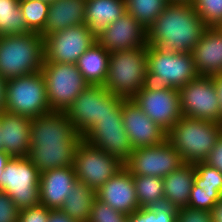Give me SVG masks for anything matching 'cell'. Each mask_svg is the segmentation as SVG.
Masks as SVG:
<instances>
[{
  "label": "cell",
  "mask_w": 222,
  "mask_h": 222,
  "mask_svg": "<svg viewBox=\"0 0 222 222\" xmlns=\"http://www.w3.org/2000/svg\"><path fill=\"white\" fill-rule=\"evenodd\" d=\"M206 28L192 3L170 2L148 29V45L162 51L188 53Z\"/></svg>",
  "instance_id": "cell-1"
},
{
  "label": "cell",
  "mask_w": 222,
  "mask_h": 222,
  "mask_svg": "<svg viewBox=\"0 0 222 222\" xmlns=\"http://www.w3.org/2000/svg\"><path fill=\"white\" fill-rule=\"evenodd\" d=\"M222 137L218 122L182 116L167 132V140L183 162H204Z\"/></svg>",
  "instance_id": "cell-2"
},
{
  "label": "cell",
  "mask_w": 222,
  "mask_h": 222,
  "mask_svg": "<svg viewBox=\"0 0 222 222\" xmlns=\"http://www.w3.org/2000/svg\"><path fill=\"white\" fill-rule=\"evenodd\" d=\"M44 39L29 32L0 37V76L4 79L41 72Z\"/></svg>",
  "instance_id": "cell-3"
},
{
  "label": "cell",
  "mask_w": 222,
  "mask_h": 222,
  "mask_svg": "<svg viewBox=\"0 0 222 222\" xmlns=\"http://www.w3.org/2000/svg\"><path fill=\"white\" fill-rule=\"evenodd\" d=\"M147 69V46L112 52L103 86L114 95L132 99L146 85Z\"/></svg>",
  "instance_id": "cell-4"
},
{
  "label": "cell",
  "mask_w": 222,
  "mask_h": 222,
  "mask_svg": "<svg viewBox=\"0 0 222 222\" xmlns=\"http://www.w3.org/2000/svg\"><path fill=\"white\" fill-rule=\"evenodd\" d=\"M124 98L109 92L103 85H88L65 111L76 132L83 137L106 116L122 109Z\"/></svg>",
  "instance_id": "cell-5"
},
{
  "label": "cell",
  "mask_w": 222,
  "mask_h": 222,
  "mask_svg": "<svg viewBox=\"0 0 222 222\" xmlns=\"http://www.w3.org/2000/svg\"><path fill=\"white\" fill-rule=\"evenodd\" d=\"M146 85L180 89L199 76L192 55L147 46Z\"/></svg>",
  "instance_id": "cell-6"
},
{
  "label": "cell",
  "mask_w": 222,
  "mask_h": 222,
  "mask_svg": "<svg viewBox=\"0 0 222 222\" xmlns=\"http://www.w3.org/2000/svg\"><path fill=\"white\" fill-rule=\"evenodd\" d=\"M5 111L31 119L51 112L41 72L6 80Z\"/></svg>",
  "instance_id": "cell-7"
},
{
  "label": "cell",
  "mask_w": 222,
  "mask_h": 222,
  "mask_svg": "<svg viewBox=\"0 0 222 222\" xmlns=\"http://www.w3.org/2000/svg\"><path fill=\"white\" fill-rule=\"evenodd\" d=\"M40 174L28 157H11L0 176V191L8 194L19 210L40 205Z\"/></svg>",
  "instance_id": "cell-8"
},
{
  "label": "cell",
  "mask_w": 222,
  "mask_h": 222,
  "mask_svg": "<svg viewBox=\"0 0 222 222\" xmlns=\"http://www.w3.org/2000/svg\"><path fill=\"white\" fill-rule=\"evenodd\" d=\"M41 73L51 111L65 112L89 85L76 64L43 63Z\"/></svg>",
  "instance_id": "cell-9"
},
{
  "label": "cell",
  "mask_w": 222,
  "mask_h": 222,
  "mask_svg": "<svg viewBox=\"0 0 222 222\" xmlns=\"http://www.w3.org/2000/svg\"><path fill=\"white\" fill-rule=\"evenodd\" d=\"M124 167V163L81 139L75 150L73 168L79 182L97 191Z\"/></svg>",
  "instance_id": "cell-10"
},
{
  "label": "cell",
  "mask_w": 222,
  "mask_h": 222,
  "mask_svg": "<svg viewBox=\"0 0 222 222\" xmlns=\"http://www.w3.org/2000/svg\"><path fill=\"white\" fill-rule=\"evenodd\" d=\"M95 42L96 37L86 24L52 33L44 39L43 63L76 64L80 56Z\"/></svg>",
  "instance_id": "cell-11"
},
{
  "label": "cell",
  "mask_w": 222,
  "mask_h": 222,
  "mask_svg": "<svg viewBox=\"0 0 222 222\" xmlns=\"http://www.w3.org/2000/svg\"><path fill=\"white\" fill-rule=\"evenodd\" d=\"M132 100L166 132L182 117L176 88L144 85Z\"/></svg>",
  "instance_id": "cell-12"
},
{
  "label": "cell",
  "mask_w": 222,
  "mask_h": 222,
  "mask_svg": "<svg viewBox=\"0 0 222 222\" xmlns=\"http://www.w3.org/2000/svg\"><path fill=\"white\" fill-rule=\"evenodd\" d=\"M182 116L220 123V105L209 76H198L178 89Z\"/></svg>",
  "instance_id": "cell-13"
},
{
  "label": "cell",
  "mask_w": 222,
  "mask_h": 222,
  "mask_svg": "<svg viewBox=\"0 0 222 222\" xmlns=\"http://www.w3.org/2000/svg\"><path fill=\"white\" fill-rule=\"evenodd\" d=\"M183 160L168 140L155 146L136 148L124 162L132 175L164 178L183 164Z\"/></svg>",
  "instance_id": "cell-14"
},
{
  "label": "cell",
  "mask_w": 222,
  "mask_h": 222,
  "mask_svg": "<svg viewBox=\"0 0 222 222\" xmlns=\"http://www.w3.org/2000/svg\"><path fill=\"white\" fill-rule=\"evenodd\" d=\"M30 127L31 146H78L82 139L65 112L51 111L32 118Z\"/></svg>",
  "instance_id": "cell-15"
},
{
  "label": "cell",
  "mask_w": 222,
  "mask_h": 222,
  "mask_svg": "<svg viewBox=\"0 0 222 222\" xmlns=\"http://www.w3.org/2000/svg\"><path fill=\"white\" fill-rule=\"evenodd\" d=\"M122 120L133 149L155 146L167 140V132L151 120L132 100L122 102Z\"/></svg>",
  "instance_id": "cell-16"
},
{
  "label": "cell",
  "mask_w": 222,
  "mask_h": 222,
  "mask_svg": "<svg viewBox=\"0 0 222 222\" xmlns=\"http://www.w3.org/2000/svg\"><path fill=\"white\" fill-rule=\"evenodd\" d=\"M109 53L148 46L147 30L128 12L111 23L96 37Z\"/></svg>",
  "instance_id": "cell-17"
},
{
  "label": "cell",
  "mask_w": 222,
  "mask_h": 222,
  "mask_svg": "<svg viewBox=\"0 0 222 222\" xmlns=\"http://www.w3.org/2000/svg\"><path fill=\"white\" fill-rule=\"evenodd\" d=\"M96 198L127 216L140 208L133 175L125 167L96 191Z\"/></svg>",
  "instance_id": "cell-18"
},
{
  "label": "cell",
  "mask_w": 222,
  "mask_h": 222,
  "mask_svg": "<svg viewBox=\"0 0 222 222\" xmlns=\"http://www.w3.org/2000/svg\"><path fill=\"white\" fill-rule=\"evenodd\" d=\"M73 166L55 168L40 174V204L51 210L60 209L77 182Z\"/></svg>",
  "instance_id": "cell-19"
},
{
  "label": "cell",
  "mask_w": 222,
  "mask_h": 222,
  "mask_svg": "<svg viewBox=\"0 0 222 222\" xmlns=\"http://www.w3.org/2000/svg\"><path fill=\"white\" fill-rule=\"evenodd\" d=\"M190 53L199 76L222 73V30L207 27Z\"/></svg>",
  "instance_id": "cell-20"
},
{
  "label": "cell",
  "mask_w": 222,
  "mask_h": 222,
  "mask_svg": "<svg viewBox=\"0 0 222 222\" xmlns=\"http://www.w3.org/2000/svg\"><path fill=\"white\" fill-rule=\"evenodd\" d=\"M31 121L29 117L6 111L0 114L2 148L10 157H28Z\"/></svg>",
  "instance_id": "cell-21"
},
{
  "label": "cell",
  "mask_w": 222,
  "mask_h": 222,
  "mask_svg": "<svg viewBox=\"0 0 222 222\" xmlns=\"http://www.w3.org/2000/svg\"><path fill=\"white\" fill-rule=\"evenodd\" d=\"M85 10L86 0H52L46 25L40 35L45 39L52 33L85 24Z\"/></svg>",
  "instance_id": "cell-22"
},
{
  "label": "cell",
  "mask_w": 222,
  "mask_h": 222,
  "mask_svg": "<svg viewBox=\"0 0 222 222\" xmlns=\"http://www.w3.org/2000/svg\"><path fill=\"white\" fill-rule=\"evenodd\" d=\"M126 12L125 0H86L85 24L97 37Z\"/></svg>",
  "instance_id": "cell-23"
},
{
  "label": "cell",
  "mask_w": 222,
  "mask_h": 222,
  "mask_svg": "<svg viewBox=\"0 0 222 222\" xmlns=\"http://www.w3.org/2000/svg\"><path fill=\"white\" fill-rule=\"evenodd\" d=\"M195 174L194 164L184 162L163 178L164 197L178 209L188 206Z\"/></svg>",
  "instance_id": "cell-24"
},
{
  "label": "cell",
  "mask_w": 222,
  "mask_h": 222,
  "mask_svg": "<svg viewBox=\"0 0 222 222\" xmlns=\"http://www.w3.org/2000/svg\"><path fill=\"white\" fill-rule=\"evenodd\" d=\"M77 146L43 145L30 146L28 158L40 173L73 166Z\"/></svg>",
  "instance_id": "cell-25"
},
{
  "label": "cell",
  "mask_w": 222,
  "mask_h": 222,
  "mask_svg": "<svg viewBox=\"0 0 222 222\" xmlns=\"http://www.w3.org/2000/svg\"><path fill=\"white\" fill-rule=\"evenodd\" d=\"M82 139L90 145L112 154L123 163L134 150L125 130L88 131Z\"/></svg>",
  "instance_id": "cell-26"
},
{
  "label": "cell",
  "mask_w": 222,
  "mask_h": 222,
  "mask_svg": "<svg viewBox=\"0 0 222 222\" xmlns=\"http://www.w3.org/2000/svg\"><path fill=\"white\" fill-rule=\"evenodd\" d=\"M109 51L95 42L78 59L76 65L90 85H104L109 63Z\"/></svg>",
  "instance_id": "cell-27"
},
{
  "label": "cell",
  "mask_w": 222,
  "mask_h": 222,
  "mask_svg": "<svg viewBox=\"0 0 222 222\" xmlns=\"http://www.w3.org/2000/svg\"><path fill=\"white\" fill-rule=\"evenodd\" d=\"M95 198L94 189L77 181L59 210L76 222H88Z\"/></svg>",
  "instance_id": "cell-28"
},
{
  "label": "cell",
  "mask_w": 222,
  "mask_h": 222,
  "mask_svg": "<svg viewBox=\"0 0 222 222\" xmlns=\"http://www.w3.org/2000/svg\"><path fill=\"white\" fill-rule=\"evenodd\" d=\"M31 32L25 23L19 0H0V37Z\"/></svg>",
  "instance_id": "cell-29"
},
{
  "label": "cell",
  "mask_w": 222,
  "mask_h": 222,
  "mask_svg": "<svg viewBox=\"0 0 222 222\" xmlns=\"http://www.w3.org/2000/svg\"><path fill=\"white\" fill-rule=\"evenodd\" d=\"M126 10L147 31L154 24L157 16L170 3L169 0H125Z\"/></svg>",
  "instance_id": "cell-30"
},
{
  "label": "cell",
  "mask_w": 222,
  "mask_h": 222,
  "mask_svg": "<svg viewBox=\"0 0 222 222\" xmlns=\"http://www.w3.org/2000/svg\"><path fill=\"white\" fill-rule=\"evenodd\" d=\"M139 207H148L155 201L164 198V182L162 177L133 175Z\"/></svg>",
  "instance_id": "cell-31"
},
{
  "label": "cell",
  "mask_w": 222,
  "mask_h": 222,
  "mask_svg": "<svg viewBox=\"0 0 222 222\" xmlns=\"http://www.w3.org/2000/svg\"><path fill=\"white\" fill-rule=\"evenodd\" d=\"M19 6L27 28L41 33L48 18L49 2L43 0H19Z\"/></svg>",
  "instance_id": "cell-32"
},
{
  "label": "cell",
  "mask_w": 222,
  "mask_h": 222,
  "mask_svg": "<svg viewBox=\"0 0 222 222\" xmlns=\"http://www.w3.org/2000/svg\"><path fill=\"white\" fill-rule=\"evenodd\" d=\"M191 3L206 27L222 25V0H193Z\"/></svg>",
  "instance_id": "cell-33"
},
{
  "label": "cell",
  "mask_w": 222,
  "mask_h": 222,
  "mask_svg": "<svg viewBox=\"0 0 222 222\" xmlns=\"http://www.w3.org/2000/svg\"><path fill=\"white\" fill-rule=\"evenodd\" d=\"M221 200V194L216 189L201 188L193 183L187 207L211 212Z\"/></svg>",
  "instance_id": "cell-34"
},
{
  "label": "cell",
  "mask_w": 222,
  "mask_h": 222,
  "mask_svg": "<svg viewBox=\"0 0 222 222\" xmlns=\"http://www.w3.org/2000/svg\"><path fill=\"white\" fill-rule=\"evenodd\" d=\"M195 166L194 184L201 188L216 189L222 193V172L205 162H197Z\"/></svg>",
  "instance_id": "cell-35"
},
{
  "label": "cell",
  "mask_w": 222,
  "mask_h": 222,
  "mask_svg": "<svg viewBox=\"0 0 222 222\" xmlns=\"http://www.w3.org/2000/svg\"><path fill=\"white\" fill-rule=\"evenodd\" d=\"M88 222H128V216L95 198Z\"/></svg>",
  "instance_id": "cell-36"
},
{
  "label": "cell",
  "mask_w": 222,
  "mask_h": 222,
  "mask_svg": "<svg viewBox=\"0 0 222 222\" xmlns=\"http://www.w3.org/2000/svg\"><path fill=\"white\" fill-rule=\"evenodd\" d=\"M148 208L156 213V222H178L179 209L165 197L155 201Z\"/></svg>",
  "instance_id": "cell-37"
},
{
  "label": "cell",
  "mask_w": 222,
  "mask_h": 222,
  "mask_svg": "<svg viewBox=\"0 0 222 222\" xmlns=\"http://www.w3.org/2000/svg\"><path fill=\"white\" fill-rule=\"evenodd\" d=\"M50 210L41 204L22 209L19 211L18 222H48Z\"/></svg>",
  "instance_id": "cell-38"
},
{
  "label": "cell",
  "mask_w": 222,
  "mask_h": 222,
  "mask_svg": "<svg viewBox=\"0 0 222 222\" xmlns=\"http://www.w3.org/2000/svg\"><path fill=\"white\" fill-rule=\"evenodd\" d=\"M19 211L9 195L0 191V222H18Z\"/></svg>",
  "instance_id": "cell-39"
},
{
  "label": "cell",
  "mask_w": 222,
  "mask_h": 222,
  "mask_svg": "<svg viewBox=\"0 0 222 222\" xmlns=\"http://www.w3.org/2000/svg\"><path fill=\"white\" fill-rule=\"evenodd\" d=\"M178 222H212V213L182 207L178 210Z\"/></svg>",
  "instance_id": "cell-40"
},
{
  "label": "cell",
  "mask_w": 222,
  "mask_h": 222,
  "mask_svg": "<svg viewBox=\"0 0 222 222\" xmlns=\"http://www.w3.org/2000/svg\"><path fill=\"white\" fill-rule=\"evenodd\" d=\"M125 130L122 120V109L115 116H106L96 123L89 131Z\"/></svg>",
  "instance_id": "cell-41"
},
{
  "label": "cell",
  "mask_w": 222,
  "mask_h": 222,
  "mask_svg": "<svg viewBox=\"0 0 222 222\" xmlns=\"http://www.w3.org/2000/svg\"><path fill=\"white\" fill-rule=\"evenodd\" d=\"M128 222H156V213L148 207L139 208L128 215Z\"/></svg>",
  "instance_id": "cell-42"
},
{
  "label": "cell",
  "mask_w": 222,
  "mask_h": 222,
  "mask_svg": "<svg viewBox=\"0 0 222 222\" xmlns=\"http://www.w3.org/2000/svg\"><path fill=\"white\" fill-rule=\"evenodd\" d=\"M204 162L222 172V137Z\"/></svg>",
  "instance_id": "cell-43"
},
{
  "label": "cell",
  "mask_w": 222,
  "mask_h": 222,
  "mask_svg": "<svg viewBox=\"0 0 222 222\" xmlns=\"http://www.w3.org/2000/svg\"><path fill=\"white\" fill-rule=\"evenodd\" d=\"M215 84L217 97L220 105V124L222 125V73L210 76Z\"/></svg>",
  "instance_id": "cell-44"
},
{
  "label": "cell",
  "mask_w": 222,
  "mask_h": 222,
  "mask_svg": "<svg viewBox=\"0 0 222 222\" xmlns=\"http://www.w3.org/2000/svg\"><path fill=\"white\" fill-rule=\"evenodd\" d=\"M48 222H76L72 220L68 215L63 213L61 210H50Z\"/></svg>",
  "instance_id": "cell-45"
},
{
  "label": "cell",
  "mask_w": 222,
  "mask_h": 222,
  "mask_svg": "<svg viewBox=\"0 0 222 222\" xmlns=\"http://www.w3.org/2000/svg\"><path fill=\"white\" fill-rule=\"evenodd\" d=\"M6 79L0 76V114L5 111Z\"/></svg>",
  "instance_id": "cell-46"
},
{
  "label": "cell",
  "mask_w": 222,
  "mask_h": 222,
  "mask_svg": "<svg viewBox=\"0 0 222 222\" xmlns=\"http://www.w3.org/2000/svg\"><path fill=\"white\" fill-rule=\"evenodd\" d=\"M211 213L212 222H222V200L216 204Z\"/></svg>",
  "instance_id": "cell-47"
},
{
  "label": "cell",
  "mask_w": 222,
  "mask_h": 222,
  "mask_svg": "<svg viewBox=\"0 0 222 222\" xmlns=\"http://www.w3.org/2000/svg\"><path fill=\"white\" fill-rule=\"evenodd\" d=\"M10 156L5 151H0V176L3 173L6 163L10 160Z\"/></svg>",
  "instance_id": "cell-48"
},
{
  "label": "cell",
  "mask_w": 222,
  "mask_h": 222,
  "mask_svg": "<svg viewBox=\"0 0 222 222\" xmlns=\"http://www.w3.org/2000/svg\"><path fill=\"white\" fill-rule=\"evenodd\" d=\"M193 0H169V2L191 3Z\"/></svg>",
  "instance_id": "cell-49"
},
{
  "label": "cell",
  "mask_w": 222,
  "mask_h": 222,
  "mask_svg": "<svg viewBox=\"0 0 222 222\" xmlns=\"http://www.w3.org/2000/svg\"><path fill=\"white\" fill-rule=\"evenodd\" d=\"M0 151H3V148H2V131H1V126H0Z\"/></svg>",
  "instance_id": "cell-50"
}]
</instances>
